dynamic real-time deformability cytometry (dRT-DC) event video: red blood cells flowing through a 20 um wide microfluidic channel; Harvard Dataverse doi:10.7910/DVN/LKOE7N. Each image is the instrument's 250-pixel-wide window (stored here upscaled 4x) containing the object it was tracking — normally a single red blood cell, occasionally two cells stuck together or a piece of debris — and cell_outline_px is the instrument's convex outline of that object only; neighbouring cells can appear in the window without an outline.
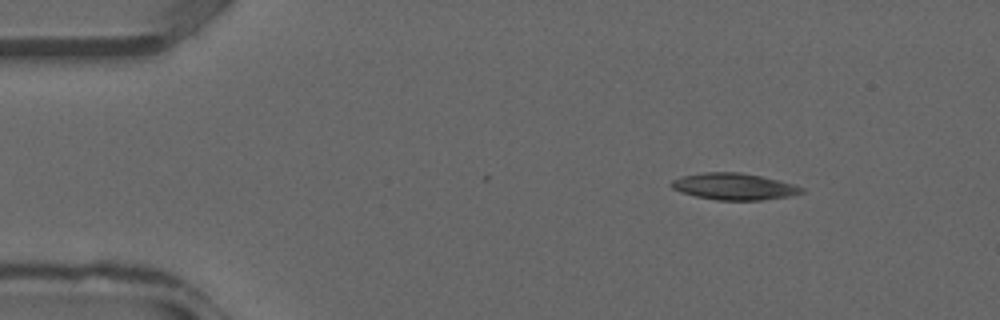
{"species": "common noctule bat (a hibernating species)", "species_latin": "Nyctalus noctula", "temperature_condition": "warm", "stored_images_in_passage": 25, "camera_frame_rate_fps": 3000, "um_per_image_px": 0.085, "animal": {"sex": "male", "forearm_length_mm": 52.5}, "frame": {"image": 1, "passage_image": 1, "time_ms": 0.0, "image_size_px": [1000, 320], "cell_outline_px": [[804, 192], [788, 196], [760, 200], [716, 200], [696, 196], [680, 192], [672, 188], [668, 184], [672, 180], [684, 176], [704, 172], [740, 172], [760, 176], [796, 184], [804, 188]], "centroid_in_image_um": [62.38, 15.85], "position_along_channel_um": 22.6, "area_um2": 20.17}}
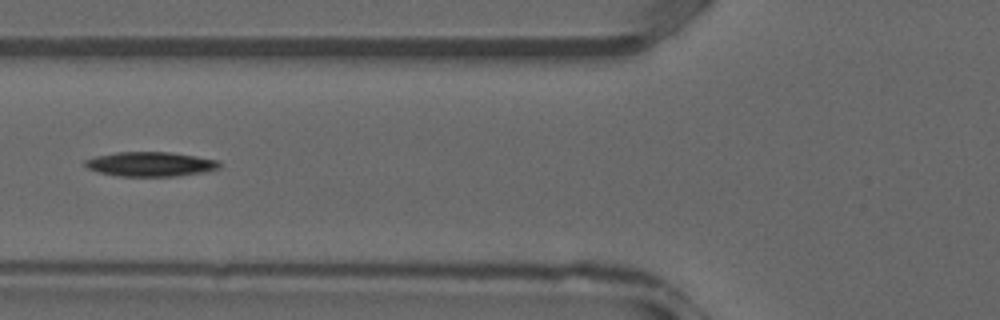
{"frame": {"image": 2, "passage_image": 10, "time_ms": 3.0, "image_size_px": [1000, 320], "cell_outline_px": [[220, 168], [208, 172], [176, 176], [120, 176], [96, 172], [88, 168], [84, 164], [84, 160], [96, 156], [116, 152], [172, 152], [196, 156], [216, 160], [220, 164]], "centroid_in_image_um": [12.79, 13.95], "position_along_channel_um": 113.0, "area_um2": 19.31}}
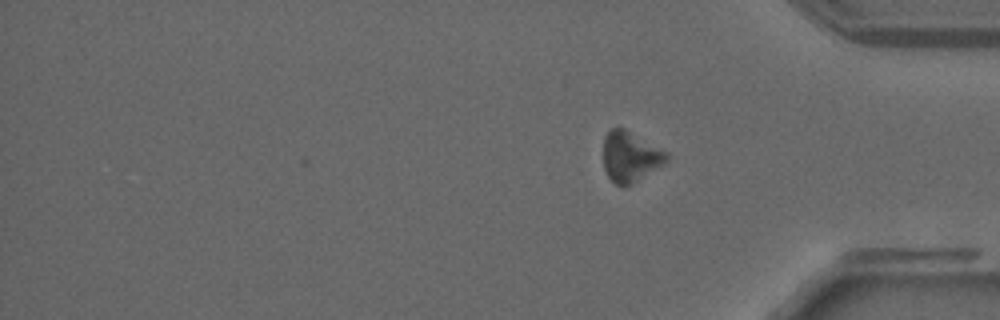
{"frame": {"image": 3, "passage_image": 25, "time_ms": 8.0, "image_size_px": [1000, 320], "cell_outline_px": [[668, 160], [664, 164], [632, 184], [624, 188], [620, 188], [608, 176], [604, 168], [604, 136], [612, 128], [624, 128], [668, 152]], "centroid_in_image_um": [53.58, 13.34], "position_along_channel_um": 381.6, "area_um2": 18.61}}